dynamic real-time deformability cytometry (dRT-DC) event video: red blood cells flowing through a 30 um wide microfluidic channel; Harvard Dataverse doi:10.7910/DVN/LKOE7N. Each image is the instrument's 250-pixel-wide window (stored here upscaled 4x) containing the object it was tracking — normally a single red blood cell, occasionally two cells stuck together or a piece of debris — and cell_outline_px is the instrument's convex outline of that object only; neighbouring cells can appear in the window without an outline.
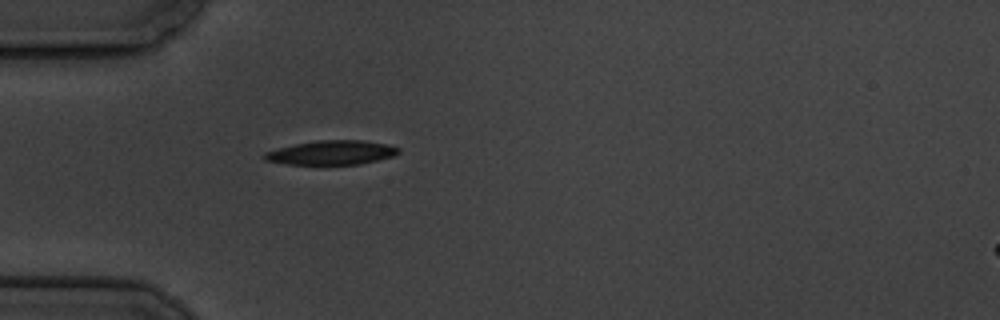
{"species": "common noctule bat (a hibernating species)", "species_latin": "Nyctalus noctula", "temperature_condition": "cold", "stored_images_in_passage": 1, "camera_frame_rate_fps": 3000, "um_per_image_px": 0.085, "animal": {"sex": "male", "body_mass_g": 19.5, "forearm_length_mm": 54.6}, "frame": {"image": 1, "passage_image": 1, "time_ms": 0.0, "image_size_px": [1000, 320], "cell_outline_px": [[400, 152], [392, 156], [360, 164], [288, 164], [264, 160], [264, 152], [296, 144], [316, 140], [364, 140], [388, 144], [400, 148]], "centroid_in_image_um": [28.21, 12.96], "position_along_channel_um": 56.8, "area_um2": 18.73}}